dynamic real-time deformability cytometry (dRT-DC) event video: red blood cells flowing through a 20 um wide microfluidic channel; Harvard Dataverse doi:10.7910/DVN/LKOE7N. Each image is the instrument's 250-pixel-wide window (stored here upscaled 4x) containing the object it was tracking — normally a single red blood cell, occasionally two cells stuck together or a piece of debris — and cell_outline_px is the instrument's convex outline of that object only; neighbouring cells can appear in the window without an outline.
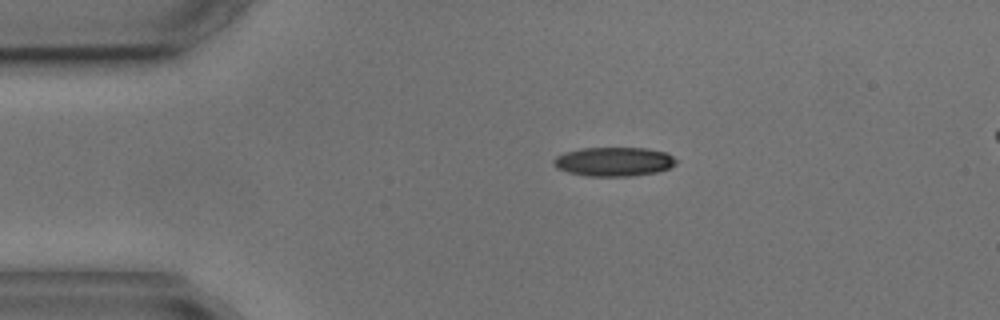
{"species": "common noctule bat (a hibernating species)", "species_latin": "Nyctalus noctula", "temperature_condition": "cold", "stored_images_in_passage": 3, "segment_of_instrument_passage": [1, 2], "camera_frame_rate_fps": 3000, "um_per_image_px": 0.085, "animal": {"sex": "male", "body_mass_g": 17.9, "forearm_length_mm": 54.2}, "frame": {"image": 1, "passage_image": 1, "time_ms": 0.0, "image_size_px": [1000, 320], "cell_outline_px": [[676, 164], [668, 168], [656, 172], [632, 176], [584, 176], [568, 172], [556, 168], [552, 164], [552, 160], [556, 156], [564, 152], [580, 148], [648, 148], [668, 152], [676, 160]], "centroid_in_image_um": [52.15, 13.73], "position_along_channel_um": 32.9, "area_um2": 20.98}}